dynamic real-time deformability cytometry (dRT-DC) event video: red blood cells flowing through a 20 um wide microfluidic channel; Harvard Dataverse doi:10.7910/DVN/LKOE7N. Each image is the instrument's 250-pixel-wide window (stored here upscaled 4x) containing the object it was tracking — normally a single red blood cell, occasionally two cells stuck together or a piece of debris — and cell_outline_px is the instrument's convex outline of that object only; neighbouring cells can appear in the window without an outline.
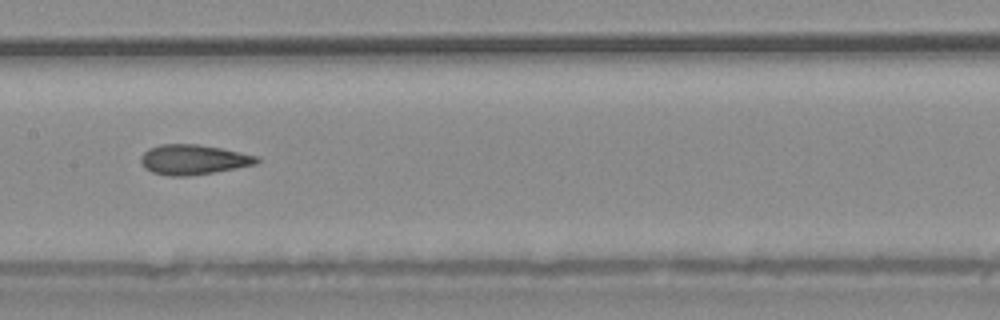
{"species": "common noctule bat (a hibernating species)", "species_latin": "Nyctalus noctula", "temperature_condition": "warm", "stored_images_in_passage": 8, "camera_frame_rate_fps": 3000, "um_per_image_px": 0.085, "animal": {"sex": "male", "body_mass_g": 20.4}, "frame": {"image": 1, "passage_image": 8, "time_ms": 2.333, "image_size_px": [1000, 320], "cell_outline_px": [[260, 160], [256, 164], [236, 168], [188, 176], [168, 176], [152, 172], [144, 168], [140, 160], [140, 156], [148, 148], [160, 144], [196, 144], [220, 148], [260, 156]], "centroid_in_image_um": [16.41, 13.56], "position_along_channel_um": 191.0, "area_um2": 20.29}}